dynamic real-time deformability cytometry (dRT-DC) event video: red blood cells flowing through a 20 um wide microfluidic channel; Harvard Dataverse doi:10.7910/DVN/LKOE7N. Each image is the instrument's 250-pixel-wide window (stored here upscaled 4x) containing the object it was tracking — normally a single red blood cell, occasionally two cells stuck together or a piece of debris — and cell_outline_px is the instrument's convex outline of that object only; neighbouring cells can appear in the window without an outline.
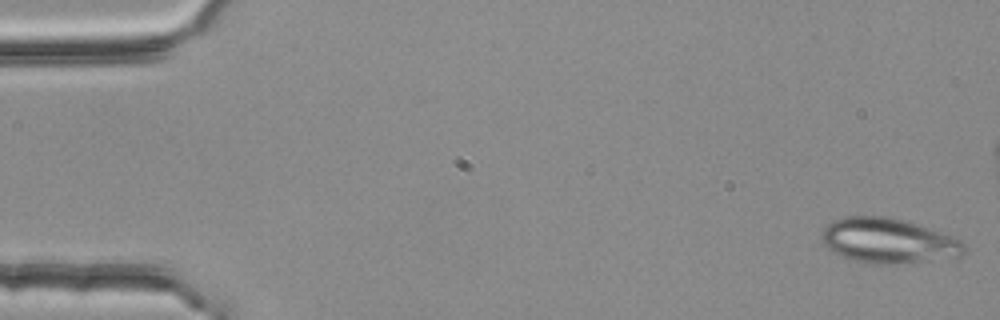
{"species": "common noctule bat (a hibernating species)", "species_latin": "Nyctalus noctula", "temperature_condition": "room temperature", "stored_images_in_passage": 4, "camera_frame_rate_fps": 3000, "um_per_image_px": 0.085, "animal": {"sex": "female", "body_mass_g": 25.1}, "frame": {"image": 1, "passage_image": 1, "time_ms": 0.0, "image_size_px": [1000, 320], "cell_outline_px": [[968, 248], [960, 256], [900, 264], [868, 264], [852, 260], [828, 248], [824, 244], [820, 236], [820, 232], [832, 220], [844, 216], [888, 216], [908, 220], [952, 236], [960, 240]], "centroid_in_image_um": [75.5, 20.45], "position_along_channel_um": 9.5, "area_um2": 37.69}}